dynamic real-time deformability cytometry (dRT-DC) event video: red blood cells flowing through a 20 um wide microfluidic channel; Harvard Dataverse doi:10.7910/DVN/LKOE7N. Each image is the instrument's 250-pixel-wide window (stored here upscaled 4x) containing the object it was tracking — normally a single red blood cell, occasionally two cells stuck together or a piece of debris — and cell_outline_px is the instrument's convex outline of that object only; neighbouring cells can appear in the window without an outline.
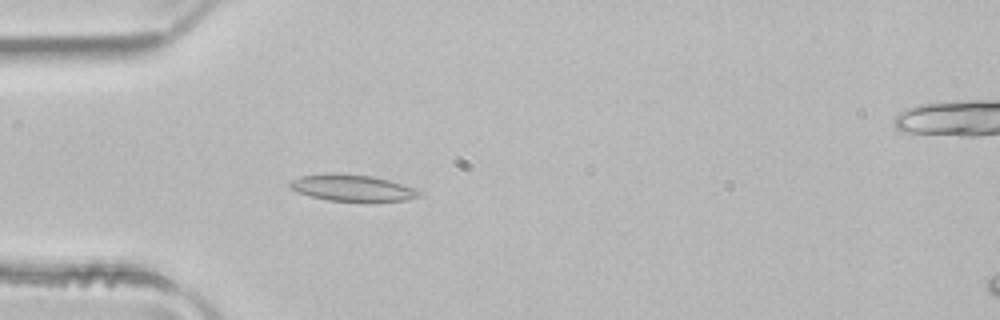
{"species": "common noctule bat (a hibernating species)", "species_latin": "Nyctalus noctula", "temperature_condition": "room temperature", "stored_images_in_passage": 5, "camera_frame_rate_fps": 3000, "um_per_image_px": 0.085, "animal": {"sex": "male", "body_mass_g": 21.5, "forearm_length_mm": 52.0}, "frame": {"image": 1, "passage_image": 4, "time_ms": 1.0, "image_size_px": [1000, 320], "cell_outline_px": [[420, 196], [404, 200], [328, 200], [296, 192], [288, 188], [288, 184], [292, 180], [300, 176], [332, 172], [336, 172], [372, 176], [388, 180], [412, 188], [420, 192]], "centroid_in_image_um": [29.83, 15.94], "position_along_channel_um": 55.2, "area_um2": 19.54}}